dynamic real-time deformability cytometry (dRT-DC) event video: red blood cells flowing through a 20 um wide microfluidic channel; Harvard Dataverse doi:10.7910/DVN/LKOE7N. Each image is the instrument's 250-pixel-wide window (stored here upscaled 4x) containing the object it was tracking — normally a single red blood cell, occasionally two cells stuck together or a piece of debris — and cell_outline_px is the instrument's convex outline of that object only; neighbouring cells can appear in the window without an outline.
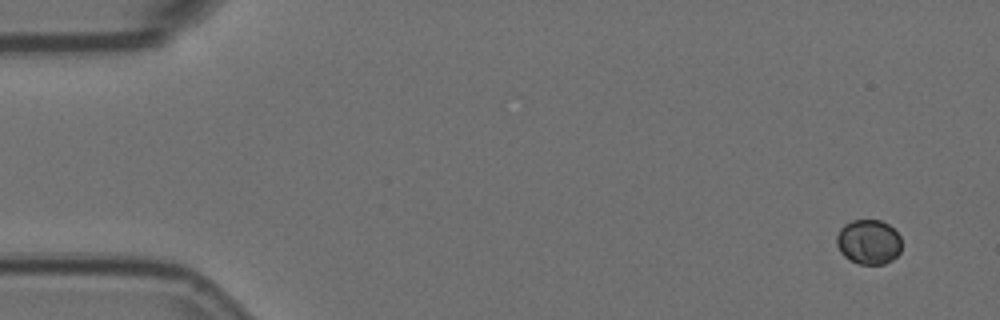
{"species": "Egyptian fruit bat (a non-hibernating species)", "species_latin": "Rousettus aegyptiacus", "temperature_condition": "room temperature", "stored_images_in_passage": 55, "camera_frame_rate_fps": 3000, "um_per_image_px": 0.085, "animal": {"sex": "female"}, "frame": {"image": 1, "passage_image": 1, "time_ms": 0.0, "image_size_px": [1000, 320], "cell_outline_px": [[900, 252], [892, 260], [884, 264], [860, 264], [848, 260], [840, 252], [836, 244], [836, 236], [840, 228], [844, 224], [852, 220], [880, 220], [888, 224], [900, 236]], "centroid_in_image_um": [73.8, 20.57], "position_along_channel_um": 11.2, "area_um2": 17.05}}
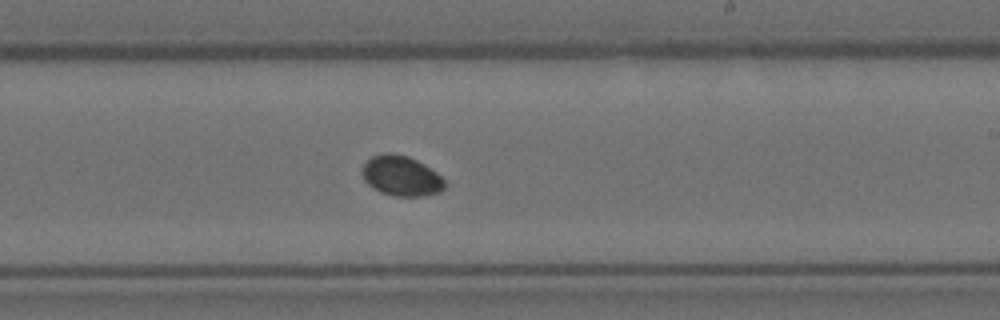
{"frame": {"image": 2, "passage_image": 32, "time_ms": 10.333, "image_size_px": [1000, 320], "cell_outline_px": [[444, 188], [440, 192], [424, 196], [396, 196], [380, 192], [372, 188], [364, 180], [364, 164], [372, 156], [384, 152], [392, 152], [408, 156], [424, 164], [436, 172], [444, 180]], "centroid_in_image_um": [34.11, 14.95], "position_along_channel_um": 254.9, "area_um2": 19.19}}
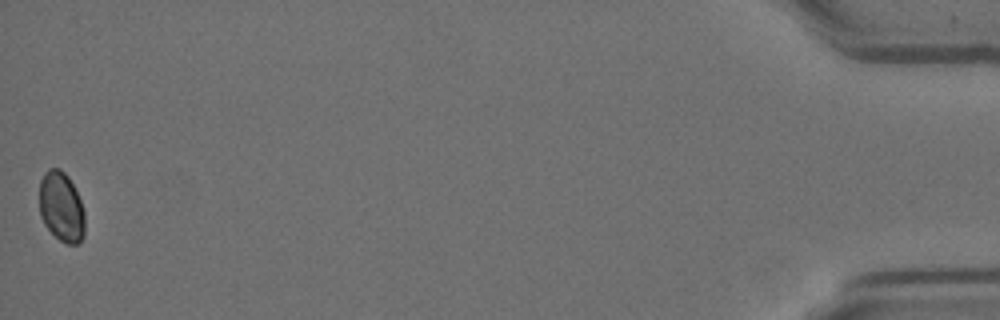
{"frame": {"image": 3, "passage_image": 55, "time_ms": 18.0, "image_size_px": [1000, 320], "cell_outline_px": [[84, 236], [76, 244], [64, 244], [44, 224], [40, 216], [40, 180], [44, 172], [48, 168], [60, 168], [68, 176], [80, 200], [84, 212]], "centroid_in_image_um": [5.2, 17.57], "position_along_channel_um": 430.0, "area_um2": 18.44}}